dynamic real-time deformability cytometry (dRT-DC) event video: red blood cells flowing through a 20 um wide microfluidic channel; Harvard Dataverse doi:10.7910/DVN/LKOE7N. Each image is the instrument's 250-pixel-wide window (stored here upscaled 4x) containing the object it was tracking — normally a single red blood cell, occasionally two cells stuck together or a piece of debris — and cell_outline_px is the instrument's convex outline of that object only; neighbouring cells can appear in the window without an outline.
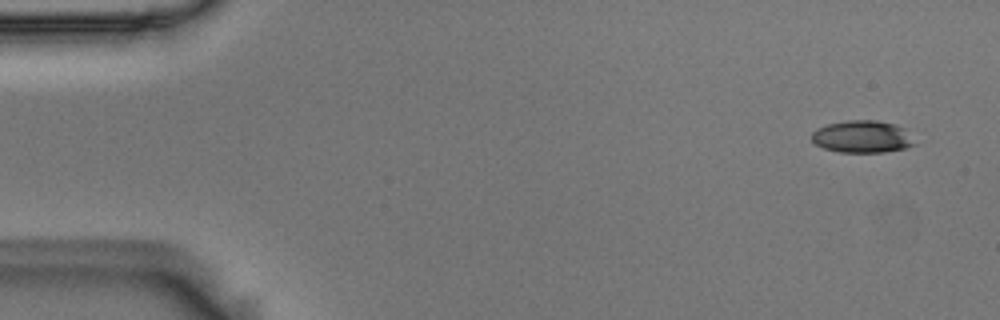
{"species": "Egyptian fruit bat (a non-hibernating species)", "species_latin": "Rousettus aegyptiacus", "temperature_condition": "room temperature", "stored_images_in_passage": 6, "camera_frame_rate_fps": 3000, "um_per_image_px": 0.085, "animal": {"sex": "male"}, "frame": {"image": 1, "passage_image": 1, "time_ms": 0.0, "image_size_px": [1000, 320], "cell_outline_px": [[916, 144], [904, 148], [884, 152], [840, 152], [824, 148], [816, 144], [812, 140], [812, 132], [816, 128], [828, 124], [848, 120], [876, 120], [896, 124], [904, 128]], "centroid_in_image_um": [73.28, 11.61], "position_along_channel_um": 11.7, "area_um2": 19.25}}
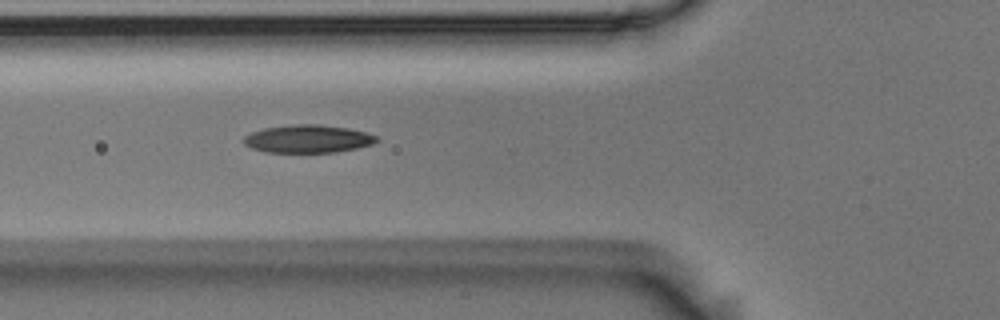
{"frame": {"image": 2, "passage_image": 6, "time_ms": 1.667, "image_size_px": [1000, 320], "cell_outline_px": [[380, 140], [372, 144], [356, 148], [336, 152], [264, 152], [252, 148], [244, 144], [244, 136], [252, 132], [264, 128], [292, 124], [320, 124], [348, 128], [380, 136]], "centroid_in_image_um": [26.19, 11.8], "position_along_channel_um": 99.6, "area_um2": 21.68}}